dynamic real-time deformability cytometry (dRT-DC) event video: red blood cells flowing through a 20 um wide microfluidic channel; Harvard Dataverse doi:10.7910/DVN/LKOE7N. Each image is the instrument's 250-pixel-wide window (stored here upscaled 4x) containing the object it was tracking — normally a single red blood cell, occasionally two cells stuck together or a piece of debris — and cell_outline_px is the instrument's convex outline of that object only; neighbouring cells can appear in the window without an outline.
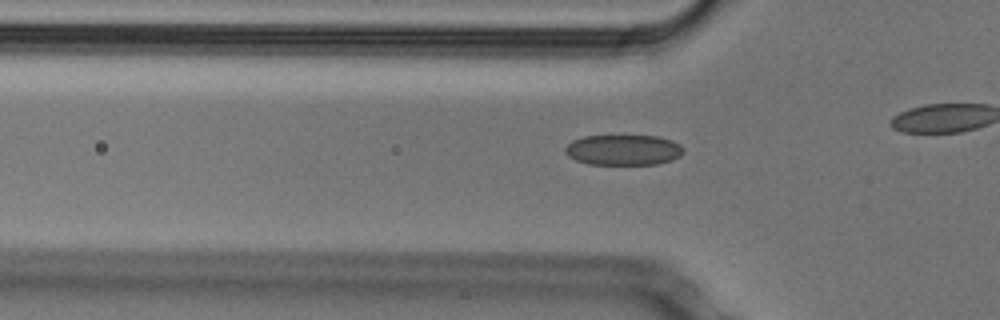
{"species": "Egyptian fruit bat (a non-hibernating species)", "species_latin": "Rousettus aegyptiacus", "temperature_condition": "cold", "stored_images_in_passage": 29, "camera_frame_rate_fps": 3000, "um_per_image_px": 0.085, "animal": {"sex": "male"}, "frame": {"image": 1, "passage_image": 5, "time_ms": 1.333, "image_size_px": [1000, 320], "cell_outline_px": [[684, 152], [680, 156], [672, 160], [656, 164], [588, 164], [576, 160], [568, 156], [564, 152], [564, 148], [572, 140], [584, 136], [656, 136], [672, 140], [680, 144], [684, 148]], "centroid_in_image_um": [52.99, 12.74], "position_along_channel_um": 72.8, "area_um2": 21.1}}
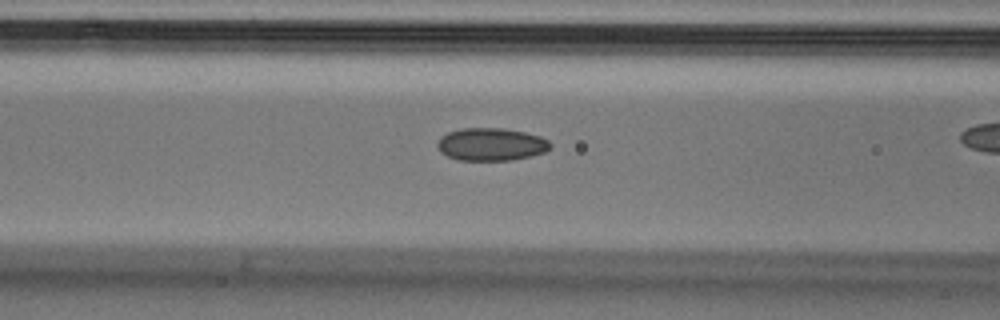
{"frame": {"image": 2, "passage_image": 9, "time_ms": 2.667, "image_size_px": [1000, 320], "cell_outline_px": [[552, 144], [544, 152], [532, 156], [512, 160], [456, 160], [440, 152], [436, 144], [440, 136], [448, 132], [460, 128], [504, 128], [524, 132], [540, 136], [548, 140]], "centroid_in_image_um": [41.72, 12.26], "position_along_channel_um": 124.9, "area_um2": 21.68}}